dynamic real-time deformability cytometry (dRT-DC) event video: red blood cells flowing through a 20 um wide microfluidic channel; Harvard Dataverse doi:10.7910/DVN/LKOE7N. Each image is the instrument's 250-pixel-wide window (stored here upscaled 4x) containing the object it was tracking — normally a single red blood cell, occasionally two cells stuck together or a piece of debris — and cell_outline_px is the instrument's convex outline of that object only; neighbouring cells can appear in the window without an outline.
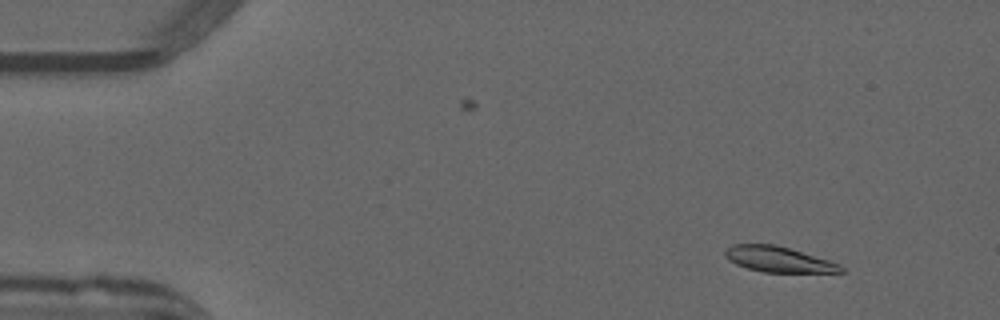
{"species": "common noctule bat (a hibernating species)", "species_latin": "Nyctalus noctula", "temperature_condition": "warm", "stored_images_in_passage": 28, "camera_frame_rate_fps": 3000, "um_per_image_px": 0.085, "animal": {"sex": "male", "forearm_length_mm": 52.5}, "frame": {"image": 1, "passage_image": 5, "time_ms": 1.333, "image_size_px": [1000, 320], "cell_outline_px": [[844, 272], [764, 272], [748, 268], [736, 264], [728, 260], [724, 256], [724, 252], [732, 244], [776, 244], [828, 260], [840, 264], [844, 268]], "centroid_in_image_um": [66.15, 22.04], "position_along_channel_um": 18.9, "area_um2": 17.11}}
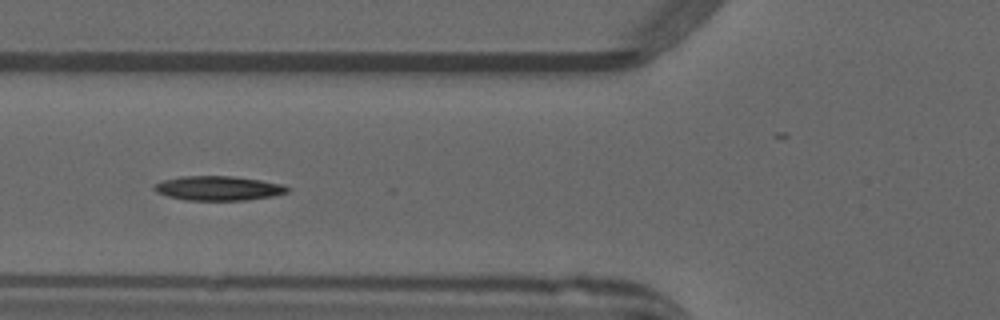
{"frame": {"image": 2, "passage_image": 19, "time_ms": 6.0, "image_size_px": [1000, 320], "cell_outline_px": [[292, 188], [288, 192], [272, 196], [248, 200], [184, 200], [168, 196], [156, 192], [152, 188], [156, 184], [164, 180], [180, 176], [232, 176], [260, 180], [284, 184]], "centroid_in_image_um": [18.59, 16.0], "position_along_channel_um": 107.2, "area_um2": 19.02}}
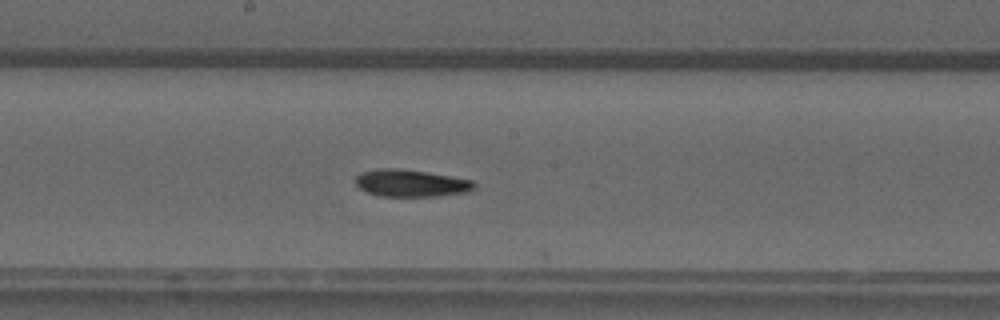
{"frame": {"image": 3, "passage_image": 27, "time_ms": 8.667, "image_size_px": [1000, 320], "cell_outline_px": [[476, 188], [468, 192], [440, 196], [380, 196], [368, 192], [360, 188], [356, 184], [356, 176], [360, 172], [384, 168], [400, 168], [428, 172], [472, 180], [476, 184]], "centroid_in_image_um": [34.96, 15.57], "position_along_channel_um": 213.2, "area_um2": 18.84}}